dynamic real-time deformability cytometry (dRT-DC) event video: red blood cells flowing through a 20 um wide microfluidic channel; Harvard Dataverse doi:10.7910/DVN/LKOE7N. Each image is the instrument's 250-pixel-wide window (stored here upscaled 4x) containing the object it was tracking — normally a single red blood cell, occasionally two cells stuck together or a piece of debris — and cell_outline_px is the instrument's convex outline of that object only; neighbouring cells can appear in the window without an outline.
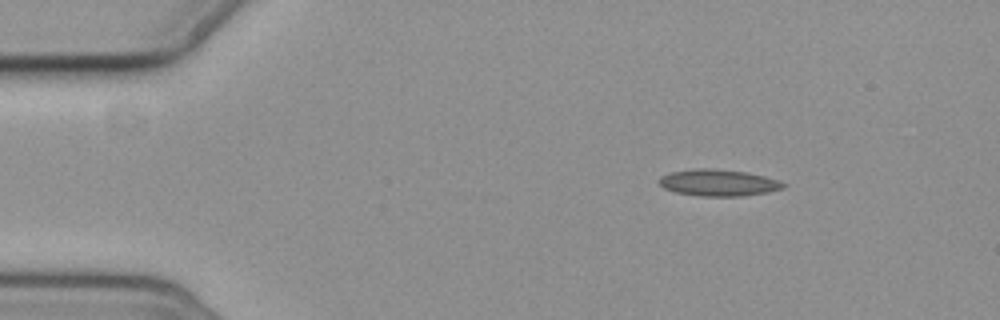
{"species": "common noctule bat (a hibernating species)", "species_latin": "Nyctalus noctula", "temperature_condition": "cold", "stored_images_in_passage": 4, "camera_frame_rate_fps": 3000, "um_per_image_px": 0.085, "animal": {"sex": "female", "body_mass_g": 19.3, "forearm_length_mm": 54.1}, "frame": {"image": 1, "passage_image": 1, "time_ms": 0.0, "image_size_px": [1000, 320], "cell_outline_px": [[788, 184], [784, 188], [768, 192], [740, 196], [700, 196], [676, 192], [664, 188], [660, 184], [660, 176], [668, 172], [692, 168], [716, 168], [748, 172], [780, 180]], "centroid_in_image_um": [61.08, 15.51], "position_along_channel_um": 23.9, "area_um2": 19.54}}
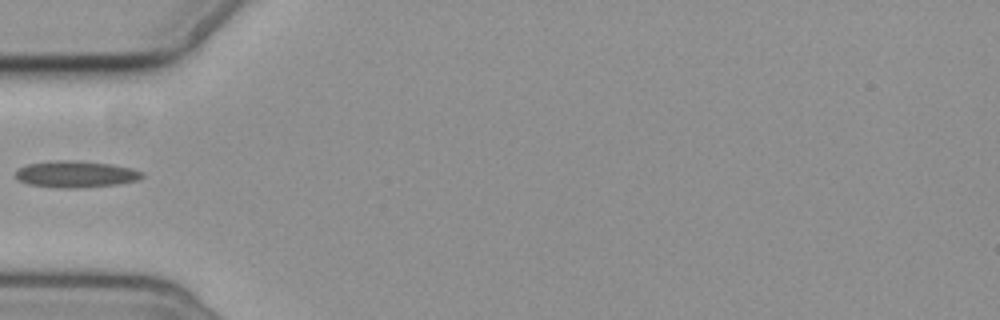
{"frame": {"image": 2, "passage_image": 4, "time_ms": 3.667, "image_size_px": [1000, 320], "cell_outline_px": [[144, 176], [140, 180], [116, 184], [80, 188], [56, 188], [28, 184], [16, 180], [16, 172], [20, 168], [28, 164], [56, 160], [76, 160], [112, 164], [132, 168], [144, 172]], "centroid_in_image_um": [6.47, 14.81], "position_along_channel_um": 78.5, "area_um2": 19.83}}